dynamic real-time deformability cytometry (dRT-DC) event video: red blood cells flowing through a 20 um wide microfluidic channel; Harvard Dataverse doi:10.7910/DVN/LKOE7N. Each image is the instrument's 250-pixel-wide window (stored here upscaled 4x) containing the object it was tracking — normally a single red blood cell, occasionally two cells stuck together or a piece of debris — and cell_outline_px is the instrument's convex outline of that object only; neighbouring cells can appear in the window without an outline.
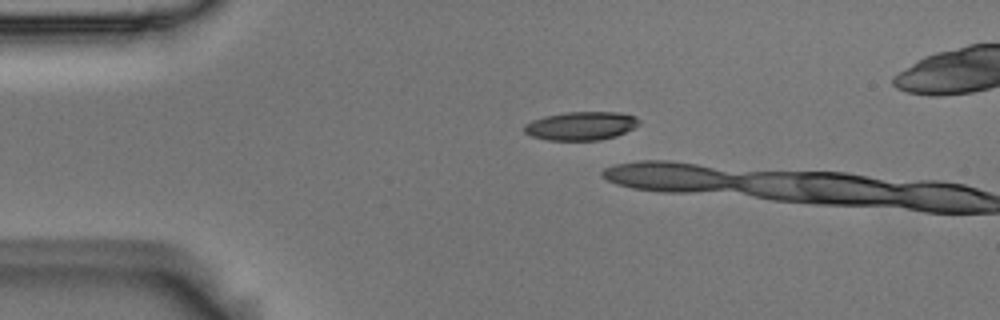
{"species": "Egyptian fruit bat (a non-hibernating species)", "species_latin": "Rousettus aegyptiacus", "temperature_condition": "room temperature", "stored_images_in_passage": 2, "camera_frame_rate_fps": 3000, "um_per_image_px": 0.085, "animal": {"sex": "male"}, "frame": {"image": 1, "passage_image": 1, "time_ms": 0.0, "image_size_px": [1000, 320], "cell_outline_px": [[640, 124], [616, 136], [600, 140], [548, 140], [532, 136], [524, 132], [524, 124], [532, 120], [544, 116], [564, 112], [620, 112], [636, 116], [640, 120]], "centroid_in_image_um": [49.39, 10.69], "position_along_channel_um": 35.6, "area_um2": 19.13}}